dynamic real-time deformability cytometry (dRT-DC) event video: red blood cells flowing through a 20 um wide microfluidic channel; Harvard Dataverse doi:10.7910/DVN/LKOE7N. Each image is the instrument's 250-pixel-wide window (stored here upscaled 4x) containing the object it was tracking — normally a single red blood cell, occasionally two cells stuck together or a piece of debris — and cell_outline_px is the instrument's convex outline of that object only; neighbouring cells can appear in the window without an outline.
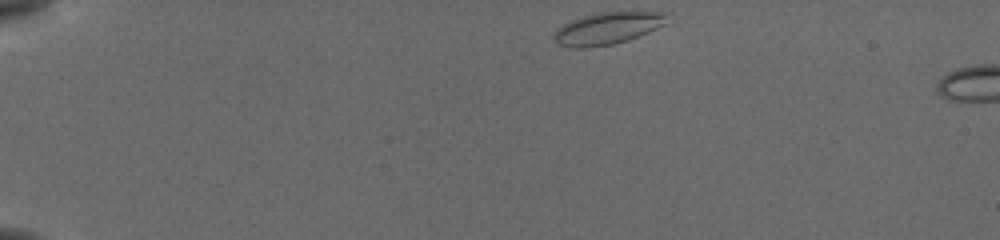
{"species": "common noctule bat (a hibernating species)", "species_latin": "Nyctalus noctula", "temperature_condition": "cold", "stored_images_in_passage": 44, "camera_frame_rate_fps": 3000, "um_per_image_px": 0.085, "animal": {"sex": "female", "body_mass_g": 19.5, "forearm_length_mm": 54.1}, "frame": {"image": 1, "passage_image": 1, "time_ms": 0.0, "image_size_px": [1000, 240], "cell_outline_px": [[668, 12], [664, 24], [648, 32], [628, 40], [612, 44], [584, 48], [572, 48], [556, 44], [552, 40], [552, 36], [556, 28], [572, 20], [584, 16], [600, 12]], "centroid_in_image_um": [51.56, 2.42], "position_along_channel_um": 33.4, "area_um2": 21.04}}
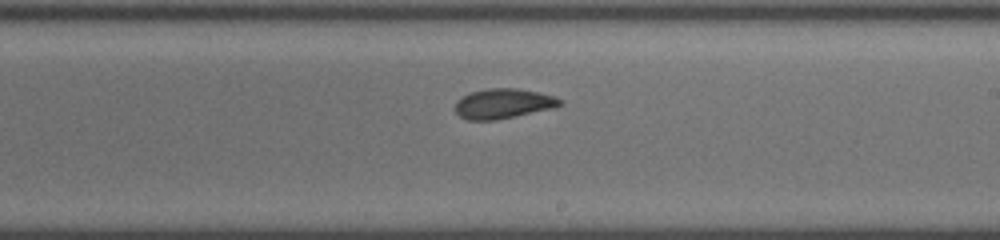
{"frame": {"image": 2, "passage_image": 24, "time_ms": 7.667, "image_size_px": [1000, 240], "cell_outline_px": [[564, 104], [556, 108], [496, 120], [468, 120], [460, 116], [456, 112], [456, 100], [460, 96], [472, 92], [488, 88], [516, 88], [540, 92], [556, 96], [564, 100]], "centroid_in_image_um": [42.84, 8.8], "position_along_channel_um": 246.2, "area_um2": 18.61}}
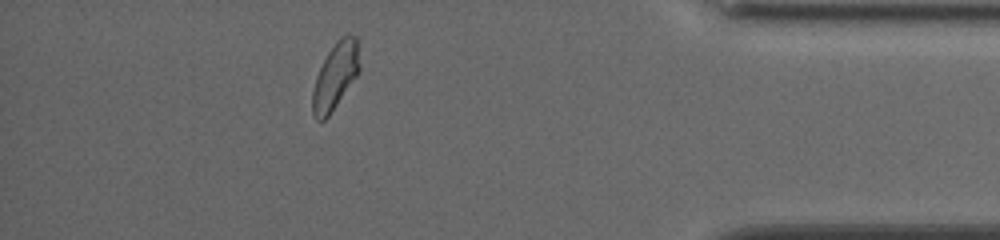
{"frame": {"image": 3, "passage_image": 39, "time_ms": 12.667, "image_size_px": [1000, 240], "cell_outline_px": [[360, 68], [356, 76], [328, 116], [324, 120], [316, 120], [312, 112], [312, 92], [316, 76], [328, 52], [336, 40], [340, 36], [348, 32], [356, 36], [360, 64]], "centroid_in_image_um": [28.5, 6.41], "position_along_channel_um": 406.7, "area_um2": 18.09}, "authors_computed_cell_mechanics": {"area_um2": 18.4382, "velocity_mm_per_s": 3.8492, "shape_relaxation_time_tau1_ms": 3.5041, "shape_relaxation_time_tau2_ms": 1.5434, "deformation_change_tau1": 0.1266, "deformation_change_tau2": 0.0651}}